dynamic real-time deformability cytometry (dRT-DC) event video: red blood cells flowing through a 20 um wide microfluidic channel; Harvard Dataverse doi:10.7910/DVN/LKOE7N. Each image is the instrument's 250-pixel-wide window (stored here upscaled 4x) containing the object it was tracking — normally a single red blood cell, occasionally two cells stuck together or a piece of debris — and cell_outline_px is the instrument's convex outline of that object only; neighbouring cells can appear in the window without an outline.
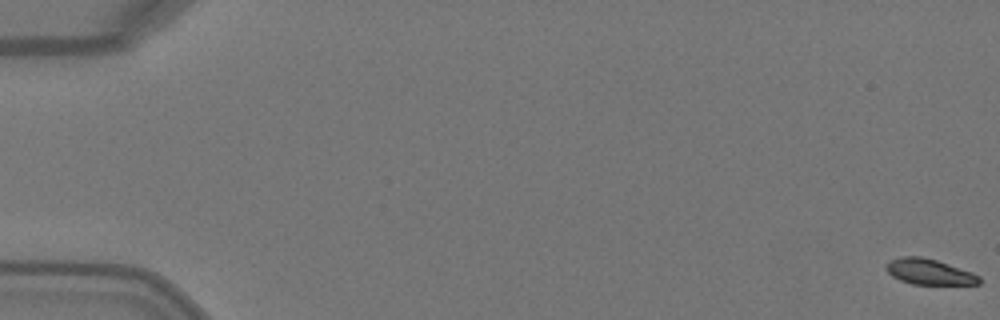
{"species": "Egyptian fruit bat (a non-hibernating species)", "species_latin": "Rousettus aegyptiacus", "temperature_condition": "warm", "stored_images_in_passage": 51, "camera_frame_rate_fps": 3000, "um_per_image_px": 0.085, "animal": {"sex": "female"}, "frame": {"image": 1, "passage_image": 1, "time_ms": 0.0, "image_size_px": [1000, 320], "cell_outline_px": [[980, 284], [912, 284], [900, 280], [892, 276], [884, 268], [892, 260], [900, 256], [920, 256], [936, 260], [972, 272], [980, 276]], "centroid_in_image_um": [78.98, 23.1], "position_along_channel_um": 6.0, "area_um2": 13.76}}
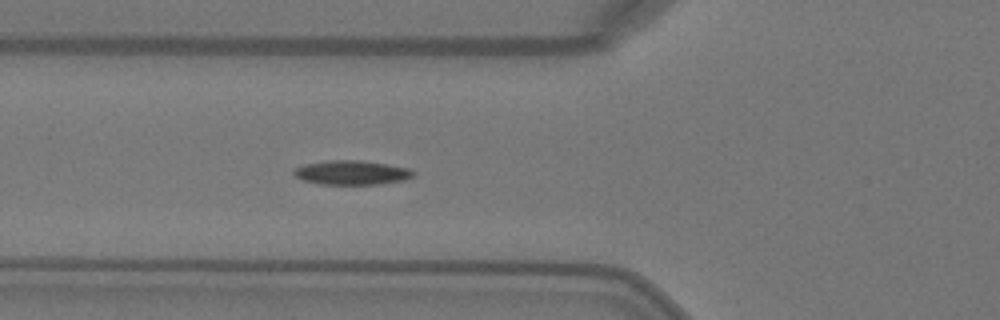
{"frame": {"image": 2, "passage_image": 20, "time_ms": 6.333, "image_size_px": [1000, 320], "cell_outline_px": [[416, 176], [404, 180], [380, 184], [320, 184], [300, 180], [292, 172], [296, 168], [304, 164], [328, 160], [360, 160], [388, 164], [408, 168], [416, 172]], "centroid_in_image_um": [29.91, 14.67], "position_along_channel_um": 95.9, "area_um2": 17.05}}
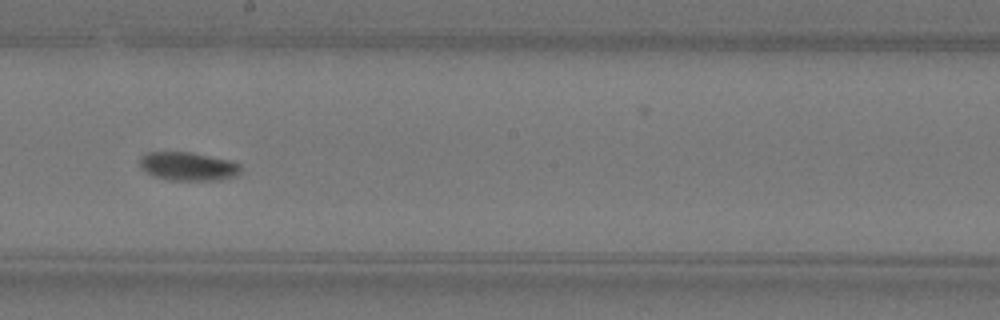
{"frame": {"image": 3, "passage_image": 30, "time_ms": 9.667, "image_size_px": [1000, 320], "cell_outline_px": [[240, 172], [236, 176], [220, 180], [168, 180], [156, 176], [140, 168], [140, 156], [148, 152], [192, 152], [232, 160], [240, 164]], "centroid_in_image_um": [16.01, 14.13], "position_along_channel_um": 232.2, "area_um2": 16.88}, "authors_computed_cell_mechanics": {"area_um2": 15.7216, "velocity_mm_per_s": 4.0845, "shape_relaxation_time_tau1_ms": 3.4644, "shape_relaxation_time_tau2_ms": null, "deformation_change_tau1": 0.1567, "deformation_change_tau2": null}}